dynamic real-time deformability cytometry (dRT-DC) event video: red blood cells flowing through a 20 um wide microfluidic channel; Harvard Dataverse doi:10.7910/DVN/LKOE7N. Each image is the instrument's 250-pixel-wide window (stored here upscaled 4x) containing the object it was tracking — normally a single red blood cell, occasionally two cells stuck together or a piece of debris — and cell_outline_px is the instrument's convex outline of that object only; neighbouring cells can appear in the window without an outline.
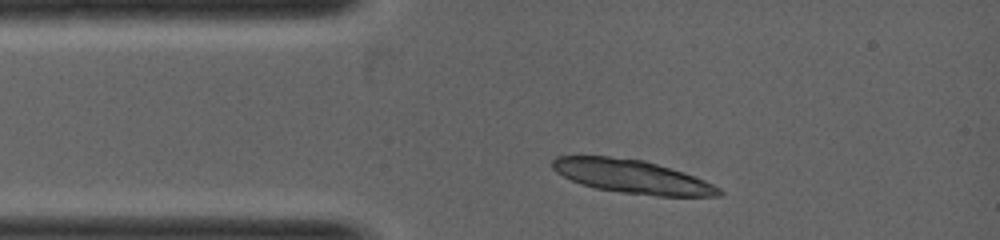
{"species": "common noctule bat (a hibernating species)", "species_latin": "Nyctalus noctula", "temperature_condition": "warm", "stored_images_in_passage": 1, "camera_frame_rate_fps": 5000, "um_per_image_px": 0.085, "animal": {"sex": "female", "body_mass_g": 19.0, "forearm_length_mm": 53.3}, "frame": {"image": 1, "passage_image": 1, "time_ms": 0.0, "image_size_px": [1000, 240], "cell_outline_px": [[724, 192], [720, 196], [656, 196], [620, 192], [596, 188], [580, 184], [556, 172], [552, 168], [552, 160], [556, 156], [608, 156], [644, 160], [684, 172], [704, 180], [720, 188]], "centroid_in_image_um": [53.73, 15.01], "position_along_channel_um": 31.3, "area_um2": 32.48}}